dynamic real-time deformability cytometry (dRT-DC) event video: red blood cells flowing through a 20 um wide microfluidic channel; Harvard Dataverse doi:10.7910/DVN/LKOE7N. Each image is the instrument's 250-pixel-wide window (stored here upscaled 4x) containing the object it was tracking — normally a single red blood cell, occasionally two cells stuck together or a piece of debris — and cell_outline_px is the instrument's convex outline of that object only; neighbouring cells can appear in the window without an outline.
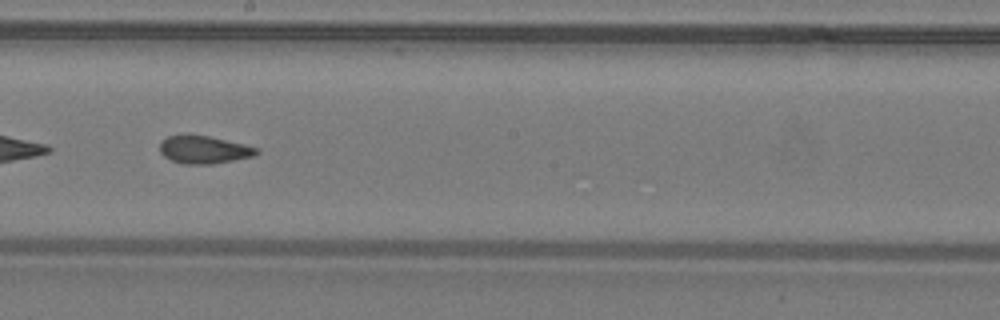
{"species": "common noctule bat (a hibernating species)", "species_latin": "Nyctalus noctula", "temperature_condition": "warm", "stored_images_in_passage": 37, "camera_frame_rate_fps": 3000, "um_per_image_px": 0.085, "animal": {"sex": "male", "body_mass_g": 19.2, "forearm_length_mm": 51.8}, "frame": {"image": 1, "passage_image": 16, "time_ms": 5.0, "image_size_px": [1000, 320], "cell_outline_px": [[260, 152], [252, 156], [212, 164], [184, 164], [172, 160], [164, 156], [160, 152], [160, 140], [168, 136], [208, 136], [244, 144], [260, 148]], "centroid_in_image_um": [17.34, 12.73], "position_along_channel_um": 230.9, "area_um2": 15.37}}
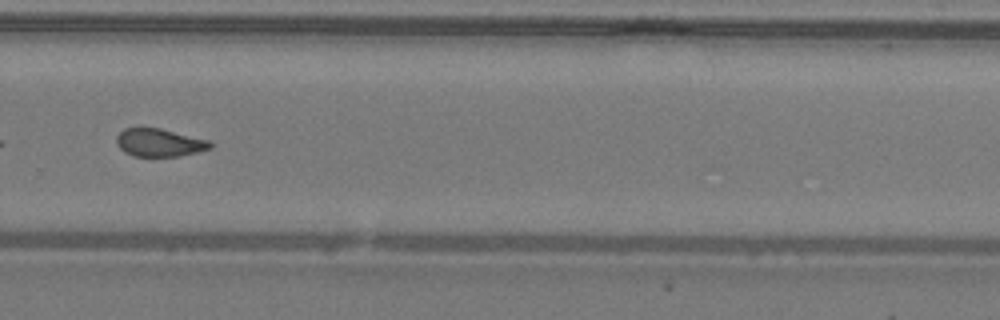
{"frame": {"image": 2, "passage_image": 22, "time_ms": 7.0, "image_size_px": [1000, 320], "cell_outline_px": [[212, 148], [180, 156], [132, 156], [124, 152], [116, 144], [116, 136], [124, 128], [160, 128], [208, 140], [212, 144]], "centroid_in_image_um": [13.52, 12.12], "position_along_channel_um": 316.3, "area_um2": 15.2}}
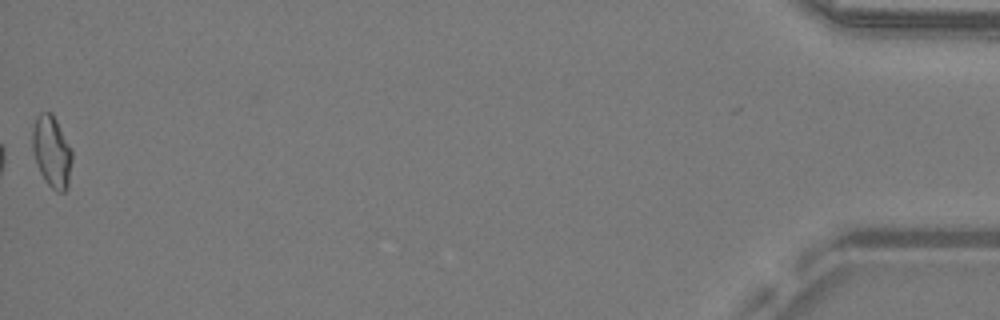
{"frame": {"image": 3, "passage_image": 37, "time_ms": 12.0, "image_size_px": [1000, 320], "cell_outline_px": [[72, 160], [68, 188], [64, 192], [56, 192], [48, 184], [40, 172], [32, 148], [32, 128], [36, 116], [40, 112], [52, 112], [72, 148]], "centroid_in_image_um": [4.41, 12.87], "position_along_channel_um": 430.8, "area_um2": 16.7}, "authors_computed_cell_mechanics": {"area_um2": 15.8372, "velocity_mm_per_s": 4.2871, "shape_relaxation_time_tau1_ms": null, "shape_relaxation_time_tau2_ms": 1.1073, "deformation_change_tau1": null, "deformation_change_tau2": 0.0554}}